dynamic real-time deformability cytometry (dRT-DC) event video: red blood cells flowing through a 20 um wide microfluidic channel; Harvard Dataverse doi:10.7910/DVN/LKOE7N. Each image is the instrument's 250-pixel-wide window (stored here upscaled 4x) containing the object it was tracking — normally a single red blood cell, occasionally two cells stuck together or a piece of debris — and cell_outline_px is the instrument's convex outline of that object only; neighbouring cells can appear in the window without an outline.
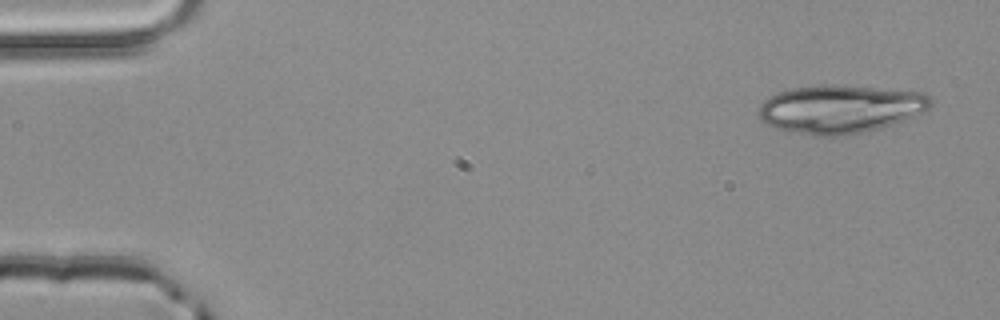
{"species": "common noctule bat (a hibernating species)", "species_latin": "Nyctalus noctula", "temperature_condition": "room temperature", "stored_images_in_passage": 4, "camera_frame_rate_fps": 3000, "um_per_image_px": 0.085, "animal": {"sex": "male", "body_mass_g": 20.4}, "frame": {"image": 1, "passage_image": 1, "time_ms": 0.0, "image_size_px": [1000, 320], "cell_outline_px": [[932, 104], [928, 108], [904, 120], [880, 128], [860, 132], [836, 136], [820, 136], [776, 128], [764, 124], [760, 120], [760, 104], [768, 96], [792, 88], [820, 84], [832, 84], [924, 92], [932, 96]], "centroid_in_image_um": [71.41, 9.24], "position_along_channel_um": 13.6, "area_um2": 48.15}}